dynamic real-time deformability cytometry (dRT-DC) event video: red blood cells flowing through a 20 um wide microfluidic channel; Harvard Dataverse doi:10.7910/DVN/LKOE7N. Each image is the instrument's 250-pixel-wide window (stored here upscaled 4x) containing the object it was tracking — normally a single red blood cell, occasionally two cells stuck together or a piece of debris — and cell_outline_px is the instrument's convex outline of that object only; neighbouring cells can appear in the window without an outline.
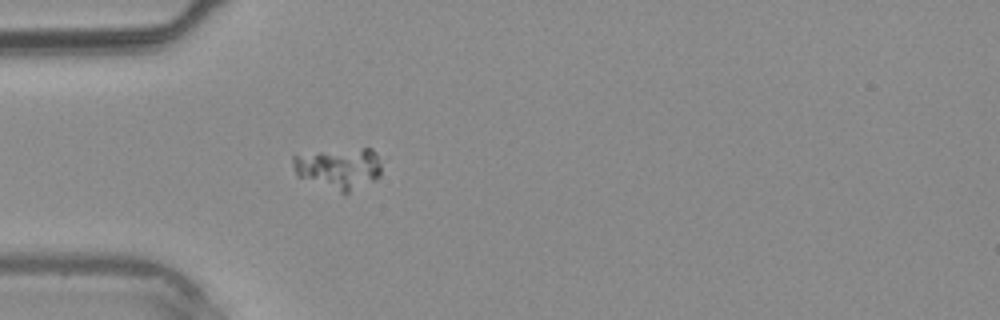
{"species": "common noctule bat (a hibernating species)", "species_latin": "Nyctalus noctula", "temperature_condition": "warm", "stored_images_in_passage": 2, "segment_of_instrument_passage": [2, 2], "camera_frame_rate_fps": 3000, "um_per_image_px": 0.085, "animal": {"sex": "male", "body_mass_g": 20.4}, "frame": {"image": 1, "passage_image": 2, "time_ms": 1.333, "image_size_px": [1000, 320], "cell_outline_px": [[380, 176], [348, 192], [340, 192], [296, 176], [292, 164], [292, 156], [320, 152], [364, 148], [372, 148], [376, 152], [380, 164]], "centroid_in_image_um": [28.78, 14.29], "position_along_channel_um": 56.2, "area_um2": 20.75}}